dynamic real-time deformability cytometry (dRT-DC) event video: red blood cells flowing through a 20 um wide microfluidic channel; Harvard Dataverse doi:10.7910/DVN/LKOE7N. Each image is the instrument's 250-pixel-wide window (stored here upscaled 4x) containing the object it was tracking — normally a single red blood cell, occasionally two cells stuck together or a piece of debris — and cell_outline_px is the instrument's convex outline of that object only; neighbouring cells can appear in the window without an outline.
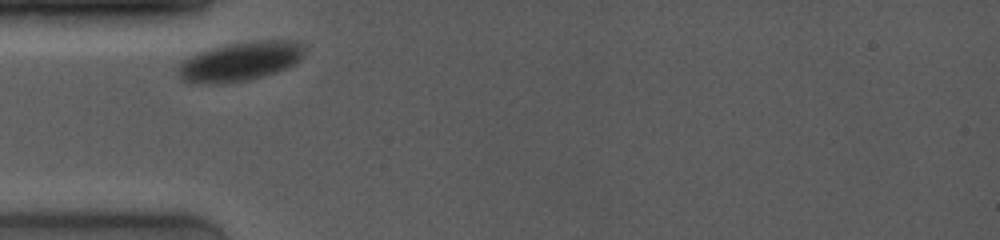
{"species": "common noctule bat (a hibernating species)", "species_latin": "Nyctalus noctula", "temperature_condition": "room temperature", "stored_images_in_passage": 3, "camera_frame_rate_fps": 4000, "um_per_image_px": 0.085, "animal": {"sex": "female", "body_mass_g": 19.0, "forearm_length_mm": 53.3}, "frame": {"image": 1, "passage_image": 1, "time_ms": 0.0, "image_size_px": [1000, 240], "cell_outline_px": [[304, 48], [300, 60], [284, 68], [248, 80], [220, 84], [208, 84], [184, 80], [180, 76], [180, 60], [196, 52], [228, 44], [256, 40], [288, 40]], "centroid_in_image_um": [20.35, 5.21], "position_along_channel_um": 64.7, "area_um2": 28.15}}